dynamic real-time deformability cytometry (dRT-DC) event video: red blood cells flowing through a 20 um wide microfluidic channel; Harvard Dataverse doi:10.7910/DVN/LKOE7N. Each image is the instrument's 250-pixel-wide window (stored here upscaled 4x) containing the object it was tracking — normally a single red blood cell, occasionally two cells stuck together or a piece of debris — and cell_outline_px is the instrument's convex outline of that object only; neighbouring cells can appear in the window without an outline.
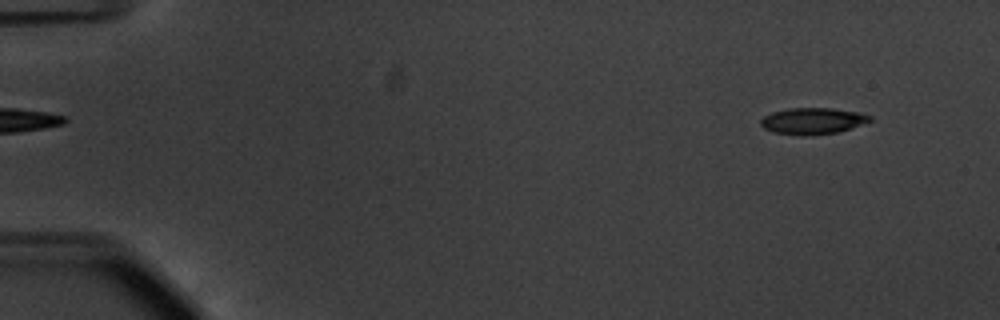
{"species": "common noctule bat (a hibernating species)", "species_latin": "Nyctalus noctula", "temperature_condition": "warm", "stored_images_in_passage": 34, "camera_frame_rate_fps": 3000, "um_per_image_px": 0.085, "animal": {"sex": "male", "body_mass_g": 20.1, "forearm_length_mm": 53.5}, "frame": {"image": 1, "passage_image": 4, "time_ms": 1.0, "image_size_px": [1000, 320], "cell_outline_px": [[872, 120], [836, 132], [804, 136], [772, 132], [764, 128], [760, 124], [760, 120], [764, 116], [772, 112], [788, 108], [832, 108], [856, 112], [872, 116]], "centroid_in_image_um": [69.01, 10.27], "position_along_channel_um": 16.0, "area_um2": 16.59}}
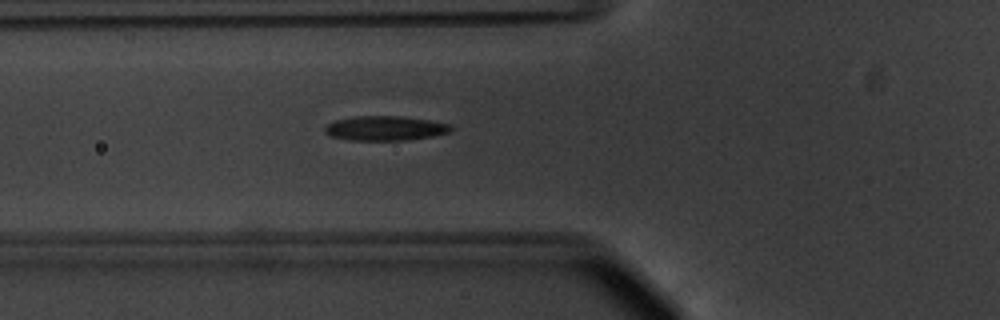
{"frame": {"image": 2, "passage_image": 20, "time_ms": 6.333, "image_size_px": [1000, 320], "cell_outline_px": [[452, 128], [448, 132], [432, 136], [408, 140], [348, 140], [328, 136], [324, 132], [324, 128], [328, 124], [336, 120], [356, 116], [400, 116], [428, 120], [452, 124]], "centroid_in_image_um": [32.71, 10.9], "position_along_channel_um": 93.1, "area_um2": 18.03}}